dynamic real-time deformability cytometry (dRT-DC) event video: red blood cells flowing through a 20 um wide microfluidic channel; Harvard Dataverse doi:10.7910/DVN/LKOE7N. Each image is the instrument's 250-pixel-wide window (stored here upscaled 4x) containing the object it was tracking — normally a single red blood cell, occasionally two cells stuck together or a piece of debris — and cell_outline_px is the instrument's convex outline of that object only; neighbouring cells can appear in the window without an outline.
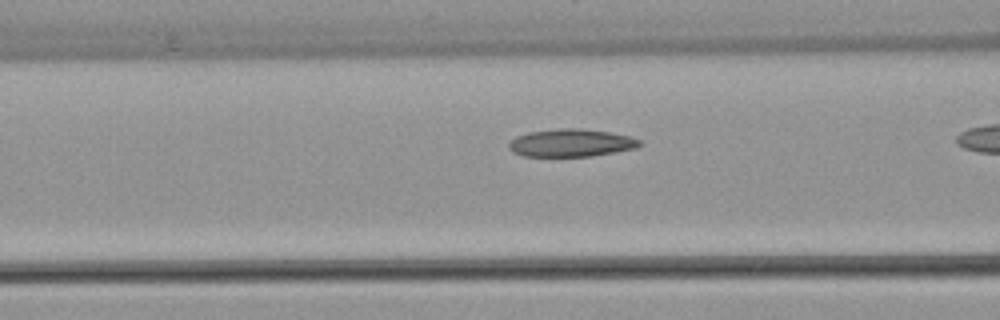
{"species": "common noctule bat (a hibernating species)", "species_latin": "Nyctalus noctula", "temperature_condition": "warm", "stored_images_in_passage": 18, "camera_frame_rate_fps": 3000, "um_per_image_px": 0.085, "animal": {"sex": "female", "body_mass_g": 22.7, "forearm_length_mm": 54.2}, "frame": {"image": 1, "passage_image": 11, "time_ms": 3.333, "image_size_px": [1000, 320], "cell_outline_px": [[644, 144], [636, 148], [616, 152], [592, 156], [524, 156], [512, 152], [508, 148], [508, 144], [516, 136], [528, 132], [560, 128], [580, 128], [608, 132], [632, 136], [644, 140]], "centroid_in_image_um": [48.6, 12.14], "position_along_channel_um": 118.0, "area_um2": 21.39}}